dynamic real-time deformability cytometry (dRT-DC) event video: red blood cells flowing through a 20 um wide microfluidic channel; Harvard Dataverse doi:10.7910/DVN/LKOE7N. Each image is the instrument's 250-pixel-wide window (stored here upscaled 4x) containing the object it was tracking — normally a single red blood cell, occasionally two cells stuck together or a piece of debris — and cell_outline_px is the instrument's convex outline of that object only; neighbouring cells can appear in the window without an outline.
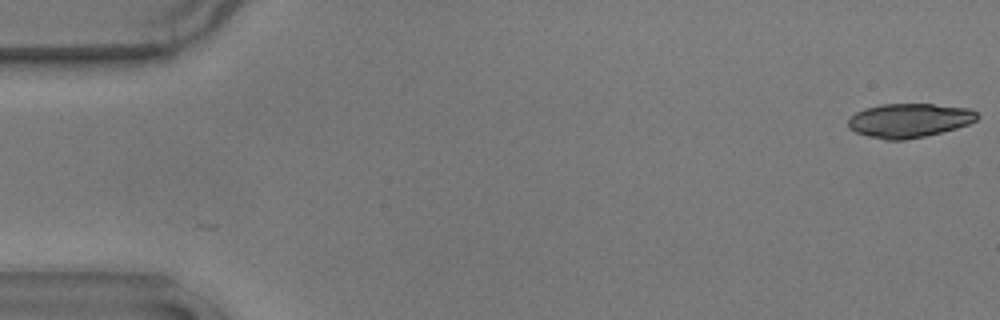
{"species": "common noctule bat (a hibernating species)", "species_latin": "Nyctalus noctula", "temperature_condition": "warm", "stored_images_in_passage": 55, "camera_frame_rate_fps": 3000, "um_per_image_px": 0.085, "animal": {"sex": "male", "body_mass_g": 17.9}, "frame": {"image": 1, "passage_image": 1, "time_ms": 0.0, "image_size_px": [1000, 320], "cell_outline_px": [[980, 116], [976, 120], [968, 124], [956, 128], [924, 136], [904, 140], [884, 140], [868, 136], [856, 132], [848, 128], [848, 120], [856, 112], [864, 108], [880, 104], [932, 104], [968, 108], [976, 112]], "centroid_in_image_um": [77.26, 10.23], "position_along_channel_um": 7.7, "area_um2": 25.55}}